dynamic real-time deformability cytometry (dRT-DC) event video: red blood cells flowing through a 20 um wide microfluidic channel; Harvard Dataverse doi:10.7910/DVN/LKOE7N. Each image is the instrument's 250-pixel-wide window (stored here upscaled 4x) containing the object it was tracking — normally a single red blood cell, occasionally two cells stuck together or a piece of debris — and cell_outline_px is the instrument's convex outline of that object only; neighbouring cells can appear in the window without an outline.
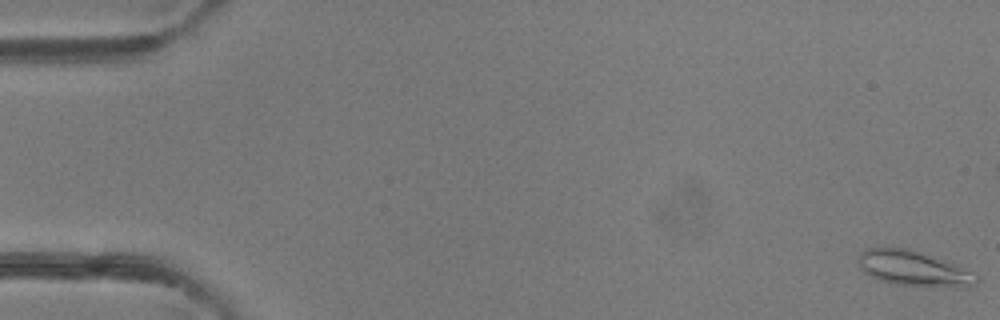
{"species": "common noctule bat (a hibernating species)", "species_latin": "Nyctalus noctula", "temperature_condition": "room temperature", "stored_images_in_passage": 7, "camera_frame_rate_fps": 3000, "um_per_image_px": 0.085, "animal": {"sex": "female"}, "frame": {"image": 1, "passage_image": 1, "time_ms": 0.0, "image_size_px": [1000, 320], "cell_outline_px": [[980, 280], [976, 284], [968, 288], [960, 288], [892, 284], [876, 280], [864, 272], [860, 268], [860, 252], [868, 248], [904, 248], [952, 260], [976, 272], [980, 276]], "centroid_in_image_um": [77.81, 22.84], "position_along_channel_um": 7.2, "area_um2": 25.09}}